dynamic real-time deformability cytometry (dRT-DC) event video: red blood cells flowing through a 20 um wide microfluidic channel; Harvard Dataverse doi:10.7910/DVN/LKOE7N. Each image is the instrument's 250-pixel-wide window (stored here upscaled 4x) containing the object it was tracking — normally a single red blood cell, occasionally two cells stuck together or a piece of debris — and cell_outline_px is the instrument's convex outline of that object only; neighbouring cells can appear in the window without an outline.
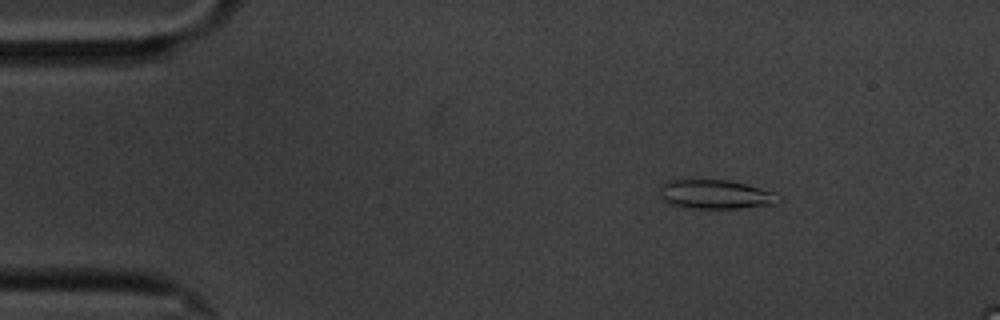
{"species": "common noctule bat (a hibernating species)", "species_latin": "Nyctalus noctula", "temperature_condition": "cold", "stored_images_in_passage": 56, "segment_of_instrument_passage": [1, 2], "camera_frame_rate_fps": 3000, "um_per_image_px": 0.085, "animal": {"sex": "male", "body_mass_g": 20.1, "forearm_length_mm": 53.5}, "frame": {"image": 1, "passage_image": 4, "time_ms": 1.0, "image_size_px": [1000, 320], "cell_outline_px": [[784, 200], [780, 204], [740, 208], [688, 208], [668, 204], [660, 200], [660, 184], [664, 180], [728, 180], [776, 192]], "centroid_in_image_um": [60.83, 16.53], "position_along_channel_um": 24.2, "area_um2": 20.63}}
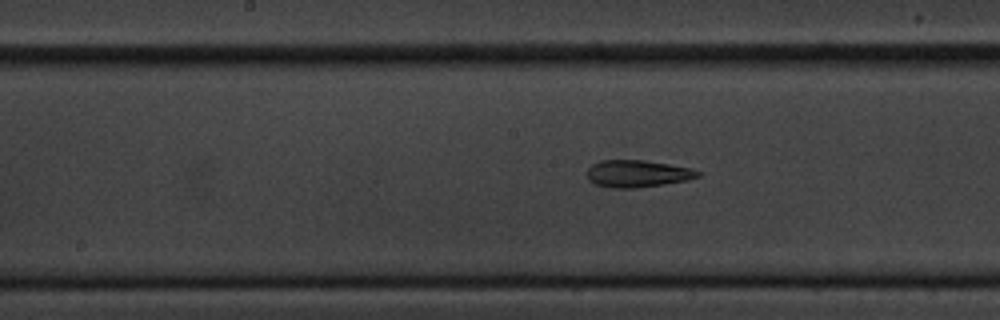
{"frame": {"image": 2, "passage_image": 25, "time_ms": 8.0, "image_size_px": [1000, 320], "cell_outline_px": [[704, 172], [700, 176], [688, 180], [664, 184], [636, 188], [612, 188], [596, 184], [588, 180], [588, 168], [592, 164], [600, 160], [644, 160], [692, 168]], "centroid_in_image_um": [54.22, 14.76], "position_along_channel_um": 194.0, "area_um2": 17.63}}
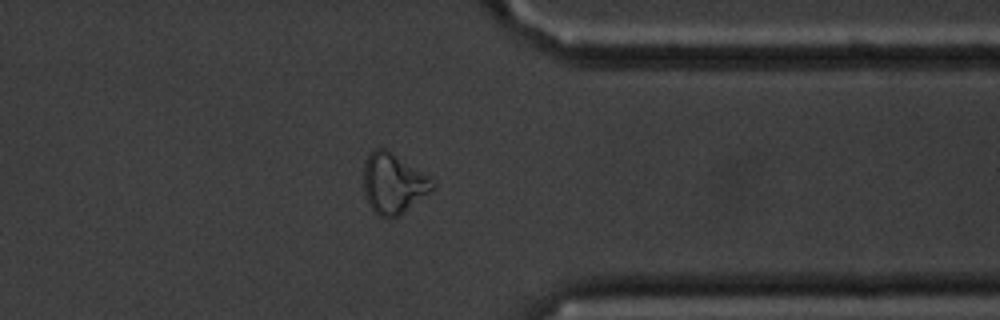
{"frame": {"image": 3, "passage_image": 42, "time_ms": 13.667, "image_size_px": [1000, 320], "cell_outline_px": [[436, 188], [396, 216], [388, 220], [372, 212], [364, 196], [364, 160], [372, 148], [384, 148], [428, 176], [436, 184]], "centroid_in_image_um": [33.38, 15.61], "position_along_channel_um": 378.0, "area_um2": 24.1}}